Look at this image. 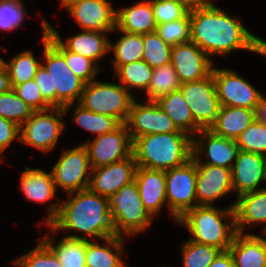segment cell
Listing matches in <instances>:
<instances>
[{"label":"cell","mask_w":266,"mask_h":267,"mask_svg":"<svg viewBox=\"0 0 266 267\" xmlns=\"http://www.w3.org/2000/svg\"><path fill=\"white\" fill-rule=\"evenodd\" d=\"M191 42L210 58L243 49L263 55V40L215 4L190 10Z\"/></svg>","instance_id":"1"},{"label":"cell","mask_w":266,"mask_h":267,"mask_svg":"<svg viewBox=\"0 0 266 267\" xmlns=\"http://www.w3.org/2000/svg\"><path fill=\"white\" fill-rule=\"evenodd\" d=\"M68 195L67 201L59 199L61 202L58 214L46 225L52 233L74 230L84 236L76 233L65 237L86 241H89L88 237L102 241L116 235L106 197L92 192L89 188Z\"/></svg>","instance_id":"2"},{"label":"cell","mask_w":266,"mask_h":267,"mask_svg":"<svg viewBox=\"0 0 266 267\" xmlns=\"http://www.w3.org/2000/svg\"><path fill=\"white\" fill-rule=\"evenodd\" d=\"M193 137L186 132L159 133L133 140L132 154L137 166L170 170L192 159Z\"/></svg>","instance_id":"3"},{"label":"cell","mask_w":266,"mask_h":267,"mask_svg":"<svg viewBox=\"0 0 266 267\" xmlns=\"http://www.w3.org/2000/svg\"><path fill=\"white\" fill-rule=\"evenodd\" d=\"M233 207L234 205H230L222 210L213 205H197L189 209L177 223L188 229L192 235L189 240L226 251L237 233Z\"/></svg>","instance_id":"4"},{"label":"cell","mask_w":266,"mask_h":267,"mask_svg":"<svg viewBox=\"0 0 266 267\" xmlns=\"http://www.w3.org/2000/svg\"><path fill=\"white\" fill-rule=\"evenodd\" d=\"M44 59L41 65L50 74L51 91H55V107L63 108L67 113L77 101L79 103L85 82L68 67L65 56L49 41L47 20L42 19Z\"/></svg>","instance_id":"5"},{"label":"cell","mask_w":266,"mask_h":267,"mask_svg":"<svg viewBox=\"0 0 266 267\" xmlns=\"http://www.w3.org/2000/svg\"><path fill=\"white\" fill-rule=\"evenodd\" d=\"M108 209L117 236L141 233L151 226L153 217L145 209L135 180L108 198Z\"/></svg>","instance_id":"6"},{"label":"cell","mask_w":266,"mask_h":267,"mask_svg":"<svg viewBox=\"0 0 266 267\" xmlns=\"http://www.w3.org/2000/svg\"><path fill=\"white\" fill-rule=\"evenodd\" d=\"M135 97L123 85L92 80L85 84L79 104L91 112L126 123Z\"/></svg>","instance_id":"7"},{"label":"cell","mask_w":266,"mask_h":267,"mask_svg":"<svg viewBox=\"0 0 266 267\" xmlns=\"http://www.w3.org/2000/svg\"><path fill=\"white\" fill-rule=\"evenodd\" d=\"M66 115L63 108L51 107L33 111L32 115L20 126V142L42 152L55 148L64 130L62 118Z\"/></svg>","instance_id":"8"},{"label":"cell","mask_w":266,"mask_h":267,"mask_svg":"<svg viewBox=\"0 0 266 267\" xmlns=\"http://www.w3.org/2000/svg\"><path fill=\"white\" fill-rule=\"evenodd\" d=\"M166 201L174 221L197 206L196 159L192 156L186 164L165 171Z\"/></svg>","instance_id":"9"},{"label":"cell","mask_w":266,"mask_h":267,"mask_svg":"<svg viewBox=\"0 0 266 267\" xmlns=\"http://www.w3.org/2000/svg\"><path fill=\"white\" fill-rule=\"evenodd\" d=\"M86 147L81 144L65 150L53 166L51 174L56 186L66 193H74L89 187L91 176Z\"/></svg>","instance_id":"10"},{"label":"cell","mask_w":266,"mask_h":267,"mask_svg":"<svg viewBox=\"0 0 266 267\" xmlns=\"http://www.w3.org/2000/svg\"><path fill=\"white\" fill-rule=\"evenodd\" d=\"M179 90L191 109L195 123L201 129H209L216 121L220 109L213 75L182 83Z\"/></svg>","instance_id":"11"},{"label":"cell","mask_w":266,"mask_h":267,"mask_svg":"<svg viewBox=\"0 0 266 267\" xmlns=\"http://www.w3.org/2000/svg\"><path fill=\"white\" fill-rule=\"evenodd\" d=\"M213 79L220 106L244 107L255 110L262 93L231 69L213 67Z\"/></svg>","instance_id":"12"},{"label":"cell","mask_w":266,"mask_h":267,"mask_svg":"<svg viewBox=\"0 0 266 267\" xmlns=\"http://www.w3.org/2000/svg\"><path fill=\"white\" fill-rule=\"evenodd\" d=\"M92 141L83 143L91 168L106 166L132 155L133 141L125 123L114 131L95 136Z\"/></svg>","instance_id":"13"},{"label":"cell","mask_w":266,"mask_h":267,"mask_svg":"<svg viewBox=\"0 0 266 267\" xmlns=\"http://www.w3.org/2000/svg\"><path fill=\"white\" fill-rule=\"evenodd\" d=\"M135 98L126 125L130 138L146 136L149 134L183 132L180 131L172 119L162 111L155 101H148L144 104L136 101Z\"/></svg>","instance_id":"14"},{"label":"cell","mask_w":266,"mask_h":267,"mask_svg":"<svg viewBox=\"0 0 266 267\" xmlns=\"http://www.w3.org/2000/svg\"><path fill=\"white\" fill-rule=\"evenodd\" d=\"M197 133L199 136H193V157L200 164L232 169L239 152L236 140L218 136L209 129H200ZM201 155L208 160L202 161Z\"/></svg>","instance_id":"15"},{"label":"cell","mask_w":266,"mask_h":267,"mask_svg":"<svg viewBox=\"0 0 266 267\" xmlns=\"http://www.w3.org/2000/svg\"><path fill=\"white\" fill-rule=\"evenodd\" d=\"M133 154L122 160L113 162L109 165L91 169L89 189L108 198L118 192L123 186L135 180L137 170Z\"/></svg>","instance_id":"16"},{"label":"cell","mask_w":266,"mask_h":267,"mask_svg":"<svg viewBox=\"0 0 266 267\" xmlns=\"http://www.w3.org/2000/svg\"><path fill=\"white\" fill-rule=\"evenodd\" d=\"M171 64L181 84L206 78L213 70L212 59L191 41L172 47Z\"/></svg>","instance_id":"17"},{"label":"cell","mask_w":266,"mask_h":267,"mask_svg":"<svg viewBox=\"0 0 266 267\" xmlns=\"http://www.w3.org/2000/svg\"><path fill=\"white\" fill-rule=\"evenodd\" d=\"M65 9L82 30L113 32L116 28V10L107 0H78Z\"/></svg>","instance_id":"18"},{"label":"cell","mask_w":266,"mask_h":267,"mask_svg":"<svg viewBox=\"0 0 266 267\" xmlns=\"http://www.w3.org/2000/svg\"><path fill=\"white\" fill-rule=\"evenodd\" d=\"M197 205L212 206L214 201L233 191L232 169L200 164L196 160Z\"/></svg>","instance_id":"19"},{"label":"cell","mask_w":266,"mask_h":267,"mask_svg":"<svg viewBox=\"0 0 266 267\" xmlns=\"http://www.w3.org/2000/svg\"><path fill=\"white\" fill-rule=\"evenodd\" d=\"M266 182V157L239 150L232 168L233 191L237 198L258 189Z\"/></svg>","instance_id":"20"},{"label":"cell","mask_w":266,"mask_h":267,"mask_svg":"<svg viewBox=\"0 0 266 267\" xmlns=\"http://www.w3.org/2000/svg\"><path fill=\"white\" fill-rule=\"evenodd\" d=\"M20 190L27 199L34 202L51 203L48 208V216L42 222L48 225L58 214L60 201L53 203L52 198L56 194V186L51 172H46L40 168H25L20 177Z\"/></svg>","instance_id":"21"},{"label":"cell","mask_w":266,"mask_h":267,"mask_svg":"<svg viewBox=\"0 0 266 267\" xmlns=\"http://www.w3.org/2000/svg\"><path fill=\"white\" fill-rule=\"evenodd\" d=\"M142 203L148 213L154 217L160 212L166 201V176L164 170H152L138 166L135 174Z\"/></svg>","instance_id":"22"},{"label":"cell","mask_w":266,"mask_h":267,"mask_svg":"<svg viewBox=\"0 0 266 267\" xmlns=\"http://www.w3.org/2000/svg\"><path fill=\"white\" fill-rule=\"evenodd\" d=\"M47 30L68 50L87 57L96 64L109 54V40L104 32L82 30L79 34L63 41L58 31L47 22Z\"/></svg>","instance_id":"23"},{"label":"cell","mask_w":266,"mask_h":267,"mask_svg":"<svg viewBox=\"0 0 266 267\" xmlns=\"http://www.w3.org/2000/svg\"><path fill=\"white\" fill-rule=\"evenodd\" d=\"M235 226L238 233H244L245 226L266 224V187L244 194L234 203ZM266 234V226L262 230Z\"/></svg>","instance_id":"24"},{"label":"cell","mask_w":266,"mask_h":267,"mask_svg":"<svg viewBox=\"0 0 266 267\" xmlns=\"http://www.w3.org/2000/svg\"><path fill=\"white\" fill-rule=\"evenodd\" d=\"M228 250L235 267H266V237L237 232Z\"/></svg>","instance_id":"25"},{"label":"cell","mask_w":266,"mask_h":267,"mask_svg":"<svg viewBox=\"0 0 266 267\" xmlns=\"http://www.w3.org/2000/svg\"><path fill=\"white\" fill-rule=\"evenodd\" d=\"M116 28L141 35L156 31L157 24L151 2L142 0L131 7L116 11Z\"/></svg>","instance_id":"26"},{"label":"cell","mask_w":266,"mask_h":267,"mask_svg":"<svg viewBox=\"0 0 266 267\" xmlns=\"http://www.w3.org/2000/svg\"><path fill=\"white\" fill-rule=\"evenodd\" d=\"M255 110L220 106L216 121L209 128L214 134L236 140L255 120Z\"/></svg>","instance_id":"27"},{"label":"cell","mask_w":266,"mask_h":267,"mask_svg":"<svg viewBox=\"0 0 266 267\" xmlns=\"http://www.w3.org/2000/svg\"><path fill=\"white\" fill-rule=\"evenodd\" d=\"M124 237L105 238L106 246L97 241H86V267H126L121 255L124 251Z\"/></svg>","instance_id":"28"},{"label":"cell","mask_w":266,"mask_h":267,"mask_svg":"<svg viewBox=\"0 0 266 267\" xmlns=\"http://www.w3.org/2000/svg\"><path fill=\"white\" fill-rule=\"evenodd\" d=\"M155 102L172 119L180 131L186 132L192 137L197 135L201 128L195 123L191 109L180 90L162 96Z\"/></svg>","instance_id":"29"},{"label":"cell","mask_w":266,"mask_h":267,"mask_svg":"<svg viewBox=\"0 0 266 267\" xmlns=\"http://www.w3.org/2000/svg\"><path fill=\"white\" fill-rule=\"evenodd\" d=\"M41 240L55 253L62 267H86V240L64 237L55 245V237L50 238L49 233Z\"/></svg>","instance_id":"30"},{"label":"cell","mask_w":266,"mask_h":267,"mask_svg":"<svg viewBox=\"0 0 266 267\" xmlns=\"http://www.w3.org/2000/svg\"><path fill=\"white\" fill-rule=\"evenodd\" d=\"M113 32L123 33L116 43L109 41V51H114V58L111 60L114 70L121 65L142 60L144 43L141 34L119 31L117 28Z\"/></svg>","instance_id":"31"},{"label":"cell","mask_w":266,"mask_h":267,"mask_svg":"<svg viewBox=\"0 0 266 267\" xmlns=\"http://www.w3.org/2000/svg\"><path fill=\"white\" fill-rule=\"evenodd\" d=\"M180 81L171 63L153 68L152 78L146 90L147 100L156 101L180 88Z\"/></svg>","instance_id":"32"},{"label":"cell","mask_w":266,"mask_h":267,"mask_svg":"<svg viewBox=\"0 0 266 267\" xmlns=\"http://www.w3.org/2000/svg\"><path fill=\"white\" fill-rule=\"evenodd\" d=\"M114 72L122 83L121 85L130 92L134 88L146 92L152 78L153 68L144 60H140L121 65Z\"/></svg>","instance_id":"33"},{"label":"cell","mask_w":266,"mask_h":267,"mask_svg":"<svg viewBox=\"0 0 266 267\" xmlns=\"http://www.w3.org/2000/svg\"><path fill=\"white\" fill-rule=\"evenodd\" d=\"M2 60L7 69L11 85L22 84L34 79L38 68L41 66V62L35 58L31 50L20 52L9 62Z\"/></svg>","instance_id":"34"},{"label":"cell","mask_w":266,"mask_h":267,"mask_svg":"<svg viewBox=\"0 0 266 267\" xmlns=\"http://www.w3.org/2000/svg\"><path fill=\"white\" fill-rule=\"evenodd\" d=\"M73 116L74 122L83 129L96 134V136L114 131L122 124L112 116L91 112L79 103L76 105Z\"/></svg>","instance_id":"35"},{"label":"cell","mask_w":266,"mask_h":267,"mask_svg":"<svg viewBox=\"0 0 266 267\" xmlns=\"http://www.w3.org/2000/svg\"><path fill=\"white\" fill-rule=\"evenodd\" d=\"M49 41L65 56L71 71L86 84L94 80L100 68L91 59L68 51L50 32Z\"/></svg>","instance_id":"36"},{"label":"cell","mask_w":266,"mask_h":267,"mask_svg":"<svg viewBox=\"0 0 266 267\" xmlns=\"http://www.w3.org/2000/svg\"><path fill=\"white\" fill-rule=\"evenodd\" d=\"M142 39L144 43L142 60L152 68L171 63L172 47L166 44L156 31L142 35Z\"/></svg>","instance_id":"37"},{"label":"cell","mask_w":266,"mask_h":267,"mask_svg":"<svg viewBox=\"0 0 266 267\" xmlns=\"http://www.w3.org/2000/svg\"><path fill=\"white\" fill-rule=\"evenodd\" d=\"M221 250L192 240L182 245L183 267H208Z\"/></svg>","instance_id":"38"},{"label":"cell","mask_w":266,"mask_h":267,"mask_svg":"<svg viewBox=\"0 0 266 267\" xmlns=\"http://www.w3.org/2000/svg\"><path fill=\"white\" fill-rule=\"evenodd\" d=\"M32 113L33 109L12 88L8 92L0 93V117L20 127Z\"/></svg>","instance_id":"39"},{"label":"cell","mask_w":266,"mask_h":267,"mask_svg":"<svg viewBox=\"0 0 266 267\" xmlns=\"http://www.w3.org/2000/svg\"><path fill=\"white\" fill-rule=\"evenodd\" d=\"M239 150L266 157V125L256 118L236 139Z\"/></svg>","instance_id":"40"},{"label":"cell","mask_w":266,"mask_h":267,"mask_svg":"<svg viewBox=\"0 0 266 267\" xmlns=\"http://www.w3.org/2000/svg\"><path fill=\"white\" fill-rule=\"evenodd\" d=\"M39 244L21 255L13 265L17 267H62L55 253L39 238Z\"/></svg>","instance_id":"41"},{"label":"cell","mask_w":266,"mask_h":267,"mask_svg":"<svg viewBox=\"0 0 266 267\" xmlns=\"http://www.w3.org/2000/svg\"><path fill=\"white\" fill-rule=\"evenodd\" d=\"M156 32L171 47L191 41L190 13L183 19L157 25Z\"/></svg>","instance_id":"42"},{"label":"cell","mask_w":266,"mask_h":267,"mask_svg":"<svg viewBox=\"0 0 266 267\" xmlns=\"http://www.w3.org/2000/svg\"><path fill=\"white\" fill-rule=\"evenodd\" d=\"M157 25L185 18L190 10L177 0H149Z\"/></svg>","instance_id":"43"},{"label":"cell","mask_w":266,"mask_h":267,"mask_svg":"<svg viewBox=\"0 0 266 267\" xmlns=\"http://www.w3.org/2000/svg\"><path fill=\"white\" fill-rule=\"evenodd\" d=\"M22 0H0V30L13 31L23 25L26 11Z\"/></svg>","instance_id":"44"},{"label":"cell","mask_w":266,"mask_h":267,"mask_svg":"<svg viewBox=\"0 0 266 267\" xmlns=\"http://www.w3.org/2000/svg\"><path fill=\"white\" fill-rule=\"evenodd\" d=\"M15 93L27 104L33 111L46 110L51 106L43 99L35 80H28L25 83L11 85Z\"/></svg>","instance_id":"45"},{"label":"cell","mask_w":266,"mask_h":267,"mask_svg":"<svg viewBox=\"0 0 266 267\" xmlns=\"http://www.w3.org/2000/svg\"><path fill=\"white\" fill-rule=\"evenodd\" d=\"M14 139L20 140V127L0 117V156Z\"/></svg>","instance_id":"46"},{"label":"cell","mask_w":266,"mask_h":267,"mask_svg":"<svg viewBox=\"0 0 266 267\" xmlns=\"http://www.w3.org/2000/svg\"><path fill=\"white\" fill-rule=\"evenodd\" d=\"M34 80L42 93L43 99L51 107H55V91H51L50 74L42 65L38 68Z\"/></svg>","instance_id":"47"},{"label":"cell","mask_w":266,"mask_h":267,"mask_svg":"<svg viewBox=\"0 0 266 267\" xmlns=\"http://www.w3.org/2000/svg\"><path fill=\"white\" fill-rule=\"evenodd\" d=\"M208 267H235L233 257L229 250L221 251Z\"/></svg>","instance_id":"48"},{"label":"cell","mask_w":266,"mask_h":267,"mask_svg":"<svg viewBox=\"0 0 266 267\" xmlns=\"http://www.w3.org/2000/svg\"><path fill=\"white\" fill-rule=\"evenodd\" d=\"M11 88L9 75L2 60L0 62V93L8 92Z\"/></svg>","instance_id":"49"},{"label":"cell","mask_w":266,"mask_h":267,"mask_svg":"<svg viewBox=\"0 0 266 267\" xmlns=\"http://www.w3.org/2000/svg\"><path fill=\"white\" fill-rule=\"evenodd\" d=\"M255 115L258 121L266 125V98L264 95L260 96Z\"/></svg>","instance_id":"50"},{"label":"cell","mask_w":266,"mask_h":267,"mask_svg":"<svg viewBox=\"0 0 266 267\" xmlns=\"http://www.w3.org/2000/svg\"><path fill=\"white\" fill-rule=\"evenodd\" d=\"M180 4L185 5L189 10L198 9L210 5V0H177Z\"/></svg>","instance_id":"51"},{"label":"cell","mask_w":266,"mask_h":267,"mask_svg":"<svg viewBox=\"0 0 266 267\" xmlns=\"http://www.w3.org/2000/svg\"><path fill=\"white\" fill-rule=\"evenodd\" d=\"M75 1H78V0H61L60 4H61V7L65 8L68 4L73 3Z\"/></svg>","instance_id":"52"},{"label":"cell","mask_w":266,"mask_h":267,"mask_svg":"<svg viewBox=\"0 0 266 267\" xmlns=\"http://www.w3.org/2000/svg\"><path fill=\"white\" fill-rule=\"evenodd\" d=\"M263 55L266 56V41L263 40Z\"/></svg>","instance_id":"53"}]
</instances>
